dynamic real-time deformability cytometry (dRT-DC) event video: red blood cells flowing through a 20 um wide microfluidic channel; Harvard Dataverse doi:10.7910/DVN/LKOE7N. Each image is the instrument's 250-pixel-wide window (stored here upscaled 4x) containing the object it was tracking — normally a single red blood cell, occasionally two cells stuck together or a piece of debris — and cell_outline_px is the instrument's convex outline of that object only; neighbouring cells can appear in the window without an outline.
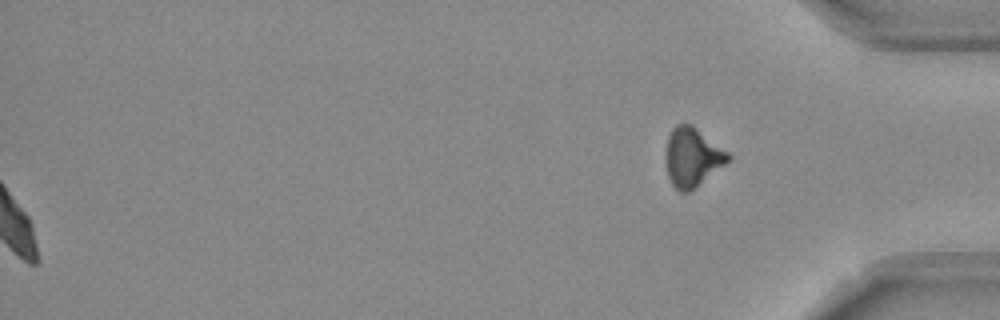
{"species": "Egyptian fruit bat (a non-hibernating species)", "species_latin": "Rousettus aegyptiacus", "temperature_condition": "room temperature", "stored_images_in_passage": 54, "segment_of_instrument_passage": [2, 2], "camera_frame_rate_fps": 3000, "um_per_image_px": 0.085, "frame": {"image": 1, "passage_image": 54, "time_ms": 17.667, "image_size_px": [1000, 320], "cell_outline_px": [[732, 160], [688, 192], [680, 192], [672, 184], [668, 176], [664, 160], [664, 156], [668, 136], [672, 128], [676, 124], [692, 124], [728, 152], [732, 156]], "centroid_in_image_um": [58.84, 13.35], "position_along_channel_um": 376.4, "area_um2": 21.62}}